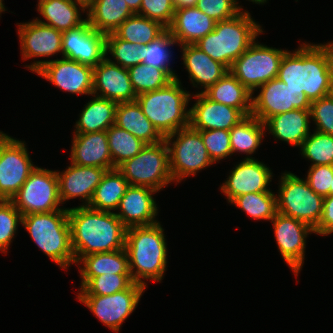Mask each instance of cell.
Instances as JSON below:
<instances>
[{
    "mask_svg": "<svg viewBox=\"0 0 333 333\" xmlns=\"http://www.w3.org/2000/svg\"><path fill=\"white\" fill-rule=\"evenodd\" d=\"M19 224H22L20 211L10 200H0V252L8 253Z\"/></svg>",
    "mask_w": 333,
    "mask_h": 333,
    "instance_id": "44",
    "label": "cell"
},
{
    "mask_svg": "<svg viewBox=\"0 0 333 333\" xmlns=\"http://www.w3.org/2000/svg\"><path fill=\"white\" fill-rule=\"evenodd\" d=\"M106 133L113 169L117 168L125 160L135 157L146 145L140 139L115 124Z\"/></svg>",
    "mask_w": 333,
    "mask_h": 333,
    "instance_id": "39",
    "label": "cell"
},
{
    "mask_svg": "<svg viewBox=\"0 0 333 333\" xmlns=\"http://www.w3.org/2000/svg\"><path fill=\"white\" fill-rule=\"evenodd\" d=\"M329 195H333V180H332V186H330L329 189Z\"/></svg>",
    "mask_w": 333,
    "mask_h": 333,
    "instance_id": "59",
    "label": "cell"
},
{
    "mask_svg": "<svg viewBox=\"0 0 333 333\" xmlns=\"http://www.w3.org/2000/svg\"><path fill=\"white\" fill-rule=\"evenodd\" d=\"M106 171L105 168L79 166L71 162L65 170H56L62 204L80 198L83 202L80 206H88Z\"/></svg>",
    "mask_w": 333,
    "mask_h": 333,
    "instance_id": "20",
    "label": "cell"
},
{
    "mask_svg": "<svg viewBox=\"0 0 333 333\" xmlns=\"http://www.w3.org/2000/svg\"><path fill=\"white\" fill-rule=\"evenodd\" d=\"M252 94L251 114L265 123L270 117L294 109H310L311 101L303 91L293 90L278 78L262 84Z\"/></svg>",
    "mask_w": 333,
    "mask_h": 333,
    "instance_id": "15",
    "label": "cell"
},
{
    "mask_svg": "<svg viewBox=\"0 0 333 333\" xmlns=\"http://www.w3.org/2000/svg\"><path fill=\"white\" fill-rule=\"evenodd\" d=\"M71 142V163L113 169L106 131L73 134Z\"/></svg>",
    "mask_w": 333,
    "mask_h": 333,
    "instance_id": "25",
    "label": "cell"
},
{
    "mask_svg": "<svg viewBox=\"0 0 333 333\" xmlns=\"http://www.w3.org/2000/svg\"><path fill=\"white\" fill-rule=\"evenodd\" d=\"M305 179L316 194L327 197L332 186L333 165L309 166Z\"/></svg>",
    "mask_w": 333,
    "mask_h": 333,
    "instance_id": "49",
    "label": "cell"
},
{
    "mask_svg": "<svg viewBox=\"0 0 333 333\" xmlns=\"http://www.w3.org/2000/svg\"><path fill=\"white\" fill-rule=\"evenodd\" d=\"M265 130V124L255 116H245L230 130L232 155L241 152L246 154L245 159H253L252 154L256 153L263 142Z\"/></svg>",
    "mask_w": 333,
    "mask_h": 333,
    "instance_id": "34",
    "label": "cell"
},
{
    "mask_svg": "<svg viewBox=\"0 0 333 333\" xmlns=\"http://www.w3.org/2000/svg\"><path fill=\"white\" fill-rule=\"evenodd\" d=\"M134 13L125 0H92L86 6L90 26L105 35L113 33Z\"/></svg>",
    "mask_w": 333,
    "mask_h": 333,
    "instance_id": "30",
    "label": "cell"
},
{
    "mask_svg": "<svg viewBox=\"0 0 333 333\" xmlns=\"http://www.w3.org/2000/svg\"><path fill=\"white\" fill-rule=\"evenodd\" d=\"M310 115L315 131L333 136V99L325 96L312 101Z\"/></svg>",
    "mask_w": 333,
    "mask_h": 333,
    "instance_id": "46",
    "label": "cell"
},
{
    "mask_svg": "<svg viewBox=\"0 0 333 333\" xmlns=\"http://www.w3.org/2000/svg\"><path fill=\"white\" fill-rule=\"evenodd\" d=\"M235 1L240 5L238 0H235ZM248 1L258 4V5H260V4L263 5V4L267 3L268 0H248Z\"/></svg>",
    "mask_w": 333,
    "mask_h": 333,
    "instance_id": "55",
    "label": "cell"
},
{
    "mask_svg": "<svg viewBox=\"0 0 333 333\" xmlns=\"http://www.w3.org/2000/svg\"><path fill=\"white\" fill-rule=\"evenodd\" d=\"M329 50L331 58L333 59V41L331 42H327V43H323Z\"/></svg>",
    "mask_w": 333,
    "mask_h": 333,
    "instance_id": "54",
    "label": "cell"
},
{
    "mask_svg": "<svg viewBox=\"0 0 333 333\" xmlns=\"http://www.w3.org/2000/svg\"><path fill=\"white\" fill-rule=\"evenodd\" d=\"M286 51L268 47L255 40L233 62L229 71L254 94L262 84L277 78L280 62Z\"/></svg>",
    "mask_w": 333,
    "mask_h": 333,
    "instance_id": "11",
    "label": "cell"
},
{
    "mask_svg": "<svg viewBox=\"0 0 333 333\" xmlns=\"http://www.w3.org/2000/svg\"><path fill=\"white\" fill-rule=\"evenodd\" d=\"M10 201L22 216L68 210L60 207L62 202L59 197L56 170L45 169L38 165Z\"/></svg>",
    "mask_w": 333,
    "mask_h": 333,
    "instance_id": "10",
    "label": "cell"
},
{
    "mask_svg": "<svg viewBox=\"0 0 333 333\" xmlns=\"http://www.w3.org/2000/svg\"><path fill=\"white\" fill-rule=\"evenodd\" d=\"M134 281L131 274H103L93 277L77 295H112L128 289Z\"/></svg>",
    "mask_w": 333,
    "mask_h": 333,
    "instance_id": "43",
    "label": "cell"
},
{
    "mask_svg": "<svg viewBox=\"0 0 333 333\" xmlns=\"http://www.w3.org/2000/svg\"><path fill=\"white\" fill-rule=\"evenodd\" d=\"M314 232L320 236H328L333 233V195L324 197L322 216Z\"/></svg>",
    "mask_w": 333,
    "mask_h": 333,
    "instance_id": "50",
    "label": "cell"
},
{
    "mask_svg": "<svg viewBox=\"0 0 333 333\" xmlns=\"http://www.w3.org/2000/svg\"><path fill=\"white\" fill-rule=\"evenodd\" d=\"M263 30L244 9L230 19L216 22L214 30L195 45L230 69L233 62L263 34Z\"/></svg>",
    "mask_w": 333,
    "mask_h": 333,
    "instance_id": "4",
    "label": "cell"
},
{
    "mask_svg": "<svg viewBox=\"0 0 333 333\" xmlns=\"http://www.w3.org/2000/svg\"><path fill=\"white\" fill-rule=\"evenodd\" d=\"M216 21L197 7L176 8L172 24L167 28L178 46L195 44L212 32Z\"/></svg>",
    "mask_w": 333,
    "mask_h": 333,
    "instance_id": "27",
    "label": "cell"
},
{
    "mask_svg": "<svg viewBox=\"0 0 333 333\" xmlns=\"http://www.w3.org/2000/svg\"><path fill=\"white\" fill-rule=\"evenodd\" d=\"M37 11L42 19L35 18L38 22L64 32L76 28L87 19L81 17L86 12V5L77 0H38Z\"/></svg>",
    "mask_w": 333,
    "mask_h": 333,
    "instance_id": "28",
    "label": "cell"
},
{
    "mask_svg": "<svg viewBox=\"0 0 333 333\" xmlns=\"http://www.w3.org/2000/svg\"><path fill=\"white\" fill-rule=\"evenodd\" d=\"M105 54L110 62L129 69L143 62V45L124 41L111 33L106 35Z\"/></svg>",
    "mask_w": 333,
    "mask_h": 333,
    "instance_id": "41",
    "label": "cell"
},
{
    "mask_svg": "<svg viewBox=\"0 0 333 333\" xmlns=\"http://www.w3.org/2000/svg\"><path fill=\"white\" fill-rule=\"evenodd\" d=\"M79 113L73 134L107 131L115 123L117 102L91 95Z\"/></svg>",
    "mask_w": 333,
    "mask_h": 333,
    "instance_id": "32",
    "label": "cell"
},
{
    "mask_svg": "<svg viewBox=\"0 0 333 333\" xmlns=\"http://www.w3.org/2000/svg\"><path fill=\"white\" fill-rule=\"evenodd\" d=\"M178 45L177 41L173 38L170 31L166 29L155 40L151 41L147 45H143V64L151 65L153 67L163 69L173 79L178 78L175 70H172L171 58L173 57V51L171 50L174 45Z\"/></svg>",
    "mask_w": 333,
    "mask_h": 333,
    "instance_id": "38",
    "label": "cell"
},
{
    "mask_svg": "<svg viewBox=\"0 0 333 333\" xmlns=\"http://www.w3.org/2000/svg\"><path fill=\"white\" fill-rule=\"evenodd\" d=\"M327 96L330 97L331 99H333V72L330 77V83H329V89H328Z\"/></svg>",
    "mask_w": 333,
    "mask_h": 333,
    "instance_id": "53",
    "label": "cell"
},
{
    "mask_svg": "<svg viewBox=\"0 0 333 333\" xmlns=\"http://www.w3.org/2000/svg\"><path fill=\"white\" fill-rule=\"evenodd\" d=\"M125 1H126L127 5L129 6L130 10L134 14L139 13L142 0H125Z\"/></svg>",
    "mask_w": 333,
    "mask_h": 333,
    "instance_id": "52",
    "label": "cell"
},
{
    "mask_svg": "<svg viewBox=\"0 0 333 333\" xmlns=\"http://www.w3.org/2000/svg\"><path fill=\"white\" fill-rule=\"evenodd\" d=\"M68 218L76 263L89 254L125 248L127 228L115 212L77 206L68 208Z\"/></svg>",
    "mask_w": 333,
    "mask_h": 333,
    "instance_id": "1",
    "label": "cell"
},
{
    "mask_svg": "<svg viewBox=\"0 0 333 333\" xmlns=\"http://www.w3.org/2000/svg\"><path fill=\"white\" fill-rule=\"evenodd\" d=\"M4 0H0V17L2 16L1 14L4 13L6 10L5 5H4Z\"/></svg>",
    "mask_w": 333,
    "mask_h": 333,
    "instance_id": "56",
    "label": "cell"
},
{
    "mask_svg": "<svg viewBox=\"0 0 333 333\" xmlns=\"http://www.w3.org/2000/svg\"><path fill=\"white\" fill-rule=\"evenodd\" d=\"M273 172L266 164L258 159H245L237 162L226 180L222 183L221 193L230 203L234 198L247 193L273 191L269 184L273 179Z\"/></svg>",
    "mask_w": 333,
    "mask_h": 333,
    "instance_id": "18",
    "label": "cell"
},
{
    "mask_svg": "<svg viewBox=\"0 0 333 333\" xmlns=\"http://www.w3.org/2000/svg\"><path fill=\"white\" fill-rule=\"evenodd\" d=\"M93 95L120 102L136 101L128 69L106 57L93 67Z\"/></svg>",
    "mask_w": 333,
    "mask_h": 333,
    "instance_id": "22",
    "label": "cell"
},
{
    "mask_svg": "<svg viewBox=\"0 0 333 333\" xmlns=\"http://www.w3.org/2000/svg\"><path fill=\"white\" fill-rule=\"evenodd\" d=\"M114 124L131 133L145 144H155L164 140V137L143 114L137 101L118 103Z\"/></svg>",
    "mask_w": 333,
    "mask_h": 333,
    "instance_id": "31",
    "label": "cell"
},
{
    "mask_svg": "<svg viewBox=\"0 0 333 333\" xmlns=\"http://www.w3.org/2000/svg\"><path fill=\"white\" fill-rule=\"evenodd\" d=\"M198 0H174L176 8L196 7Z\"/></svg>",
    "mask_w": 333,
    "mask_h": 333,
    "instance_id": "51",
    "label": "cell"
},
{
    "mask_svg": "<svg viewBox=\"0 0 333 333\" xmlns=\"http://www.w3.org/2000/svg\"><path fill=\"white\" fill-rule=\"evenodd\" d=\"M175 10L174 0H142L138 15L156 20L168 28Z\"/></svg>",
    "mask_w": 333,
    "mask_h": 333,
    "instance_id": "47",
    "label": "cell"
},
{
    "mask_svg": "<svg viewBox=\"0 0 333 333\" xmlns=\"http://www.w3.org/2000/svg\"><path fill=\"white\" fill-rule=\"evenodd\" d=\"M169 151L170 173L175 184L214 165L200 131L190 125L164 138Z\"/></svg>",
    "mask_w": 333,
    "mask_h": 333,
    "instance_id": "9",
    "label": "cell"
},
{
    "mask_svg": "<svg viewBox=\"0 0 333 333\" xmlns=\"http://www.w3.org/2000/svg\"><path fill=\"white\" fill-rule=\"evenodd\" d=\"M310 109H294L270 117L264 124L274 140L300 148L310 134Z\"/></svg>",
    "mask_w": 333,
    "mask_h": 333,
    "instance_id": "26",
    "label": "cell"
},
{
    "mask_svg": "<svg viewBox=\"0 0 333 333\" xmlns=\"http://www.w3.org/2000/svg\"><path fill=\"white\" fill-rule=\"evenodd\" d=\"M146 287L133 283L128 289L112 295H77L98 320L111 331L119 333L124 321L135 311Z\"/></svg>",
    "mask_w": 333,
    "mask_h": 333,
    "instance_id": "13",
    "label": "cell"
},
{
    "mask_svg": "<svg viewBox=\"0 0 333 333\" xmlns=\"http://www.w3.org/2000/svg\"><path fill=\"white\" fill-rule=\"evenodd\" d=\"M22 226L47 257L62 269L76 265L71 245L68 210L22 216Z\"/></svg>",
    "mask_w": 333,
    "mask_h": 333,
    "instance_id": "6",
    "label": "cell"
},
{
    "mask_svg": "<svg viewBox=\"0 0 333 333\" xmlns=\"http://www.w3.org/2000/svg\"><path fill=\"white\" fill-rule=\"evenodd\" d=\"M76 265L79 268L83 288L93 277L103 274H130L127 252L119 249L113 252H99L83 256Z\"/></svg>",
    "mask_w": 333,
    "mask_h": 333,
    "instance_id": "29",
    "label": "cell"
},
{
    "mask_svg": "<svg viewBox=\"0 0 333 333\" xmlns=\"http://www.w3.org/2000/svg\"><path fill=\"white\" fill-rule=\"evenodd\" d=\"M22 60L48 58L62 53V32L33 19L29 22L16 23Z\"/></svg>",
    "mask_w": 333,
    "mask_h": 333,
    "instance_id": "19",
    "label": "cell"
},
{
    "mask_svg": "<svg viewBox=\"0 0 333 333\" xmlns=\"http://www.w3.org/2000/svg\"><path fill=\"white\" fill-rule=\"evenodd\" d=\"M8 136V134L0 131V144L4 141V139Z\"/></svg>",
    "mask_w": 333,
    "mask_h": 333,
    "instance_id": "57",
    "label": "cell"
},
{
    "mask_svg": "<svg viewBox=\"0 0 333 333\" xmlns=\"http://www.w3.org/2000/svg\"><path fill=\"white\" fill-rule=\"evenodd\" d=\"M196 7L216 22L230 19L243 10L235 0H198Z\"/></svg>",
    "mask_w": 333,
    "mask_h": 333,
    "instance_id": "48",
    "label": "cell"
},
{
    "mask_svg": "<svg viewBox=\"0 0 333 333\" xmlns=\"http://www.w3.org/2000/svg\"><path fill=\"white\" fill-rule=\"evenodd\" d=\"M128 186V181L117 168L107 170L88 207L98 211L115 212Z\"/></svg>",
    "mask_w": 333,
    "mask_h": 333,
    "instance_id": "35",
    "label": "cell"
},
{
    "mask_svg": "<svg viewBox=\"0 0 333 333\" xmlns=\"http://www.w3.org/2000/svg\"><path fill=\"white\" fill-rule=\"evenodd\" d=\"M136 95L158 90L174 79L163 69L140 63L128 69Z\"/></svg>",
    "mask_w": 333,
    "mask_h": 333,
    "instance_id": "40",
    "label": "cell"
},
{
    "mask_svg": "<svg viewBox=\"0 0 333 333\" xmlns=\"http://www.w3.org/2000/svg\"><path fill=\"white\" fill-rule=\"evenodd\" d=\"M207 153L213 163H219L232 156L229 130L200 131Z\"/></svg>",
    "mask_w": 333,
    "mask_h": 333,
    "instance_id": "45",
    "label": "cell"
},
{
    "mask_svg": "<svg viewBox=\"0 0 333 333\" xmlns=\"http://www.w3.org/2000/svg\"><path fill=\"white\" fill-rule=\"evenodd\" d=\"M25 68L43 77L63 92L76 95L93 94V67L61 57L36 60Z\"/></svg>",
    "mask_w": 333,
    "mask_h": 333,
    "instance_id": "12",
    "label": "cell"
},
{
    "mask_svg": "<svg viewBox=\"0 0 333 333\" xmlns=\"http://www.w3.org/2000/svg\"><path fill=\"white\" fill-rule=\"evenodd\" d=\"M77 1H80L87 6L92 0H77Z\"/></svg>",
    "mask_w": 333,
    "mask_h": 333,
    "instance_id": "58",
    "label": "cell"
},
{
    "mask_svg": "<svg viewBox=\"0 0 333 333\" xmlns=\"http://www.w3.org/2000/svg\"><path fill=\"white\" fill-rule=\"evenodd\" d=\"M182 51L183 65L189 74V81L200 90L206 91L210 86L220 80L229 69L219 61L213 60L195 44L179 46ZM199 85V86H198Z\"/></svg>",
    "mask_w": 333,
    "mask_h": 333,
    "instance_id": "24",
    "label": "cell"
},
{
    "mask_svg": "<svg viewBox=\"0 0 333 333\" xmlns=\"http://www.w3.org/2000/svg\"><path fill=\"white\" fill-rule=\"evenodd\" d=\"M278 252L289 268L298 277L304 265L306 239L315 234L309 225L277 212L271 220Z\"/></svg>",
    "mask_w": 333,
    "mask_h": 333,
    "instance_id": "16",
    "label": "cell"
},
{
    "mask_svg": "<svg viewBox=\"0 0 333 333\" xmlns=\"http://www.w3.org/2000/svg\"><path fill=\"white\" fill-rule=\"evenodd\" d=\"M230 204L238 207L253 220L271 221L277 214V197L272 191L240 195L234 198Z\"/></svg>",
    "mask_w": 333,
    "mask_h": 333,
    "instance_id": "37",
    "label": "cell"
},
{
    "mask_svg": "<svg viewBox=\"0 0 333 333\" xmlns=\"http://www.w3.org/2000/svg\"><path fill=\"white\" fill-rule=\"evenodd\" d=\"M181 84L176 78L165 87L136 97L143 114L164 138L190 123L188 104L192 94Z\"/></svg>",
    "mask_w": 333,
    "mask_h": 333,
    "instance_id": "5",
    "label": "cell"
},
{
    "mask_svg": "<svg viewBox=\"0 0 333 333\" xmlns=\"http://www.w3.org/2000/svg\"><path fill=\"white\" fill-rule=\"evenodd\" d=\"M162 226L159 221L126 230L125 250L130 274L135 283L144 287H147V279L161 282L168 267V244Z\"/></svg>",
    "mask_w": 333,
    "mask_h": 333,
    "instance_id": "3",
    "label": "cell"
},
{
    "mask_svg": "<svg viewBox=\"0 0 333 333\" xmlns=\"http://www.w3.org/2000/svg\"><path fill=\"white\" fill-rule=\"evenodd\" d=\"M281 174L276 194L277 212L315 229L322 216L324 198L310 188L306 179L290 171Z\"/></svg>",
    "mask_w": 333,
    "mask_h": 333,
    "instance_id": "8",
    "label": "cell"
},
{
    "mask_svg": "<svg viewBox=\"0 0 333 333\" xmlns=\"http://www.w3.org/2000/svg\"><path fill=\"white\" fill-rule=\"evenodd\" d=\"M194 95V96H193ZM189 125L198 131L231 130L245 116L236 108L210 100L204 93L192 94Z\"/></svg>",
    "mask_w": 333,
    "mask_h": 333,
    "instance_id": "23",
    "label": "cell"
},
{
    "mask_svg": "<svg viewBox=\"0 0 333 333\" xmlns=\"http://www.w3.org/2000/svg\"><path fill=\"white\" fill-rule=\"evenodd\" d=\"M332 72L328 48L322 43L302 42L295 51L285 52L277 78L289 88L303 91L312 102L327 96Z\"/></svg>",
    "mask_w": 333,
    "mask_h": 333,
    "instance_id": "2",
    "label": "cell"
},
{
    "mask_svg": "<svg viewBox=\"0 0 333 333\" xmlns=\"http://www.w3.org/2000/svg\"><path fill=\"white\" fill-rule=\"evenodd\" d=\"M25 141L8 135L0 144V200H11L37 167Z\"/></svg>",
    "mask_w": 333,
    "mask_h": 333,
    "instance_id": "14",
    "label": "cell"
},
{
    "mask_svg": "<svg viewBox=\"0 0 333 333\" xmlns=\"http://www.w3.org/2000/svg\"><path fill=\"white\" fill-rule=\"evenodd\" d=\"M105 50L106 35L93 29L87 20L62 32L63 58L95 67L106 57Z\"/></svg>",
    "mask_w": 333,
    "mask_h": 333,
    "instance_id": "17",
    "label": "cell"
},
{
    "mask_svg": "<svg viewBox=\"0 0 333 333\" xmlns=\"http://www.w3.org/2000/svg\"><path fill=\"white\" fill-rule=\"evenodd\" d=\"M154 193L159 192L145 186L129 185L127 187L115 212L126 228L159 222L156 219L159 207L153 197Z\"/></svg>",
    "mask_w": 333,
    "mask_h": 333,
    "instance_id": "21",
    "label": "cell"
},
{
    "mask_svg": "<svg viewBox=\"0 0 333 333\" xmlns=\"http://www.w3.org/2000/svg\"><path fill=\"white\" fill-rule=\"evenodd\" d=\"M167 28L156 20L134 14L126 19L113 33L127 42L147 45Z\"/></svg>",
    "mask_w": 333,
    "mask_h": 333,
    "instance_id": "36",
    "label": "cell"
},
{
    "mask_svg": "<svg viewBox=\"0 0 333 333\" xmlns=\"http://www.w3.org/2000/svg\"><path fill=\"white\" fill-rule=\"evenodd\" d=\"M313 131L299 148L302 157L312 162L310 166L333 165V136Z\"/></svg>",
    "mask_w": 333,
    "mask_h": 333,
    "instance_id": "42",
    "label": "cell"
},
{
    "mask_svg": "<svg viewBox=\"0 0 333 333\" xmlns=\"http://www.w3.org/2000/svg\"><path fill=\"white\" fill-rule=\"evenodd\" d=\"M203 93L212 101L238 109L244 116L251 115L252 92L230 71Z\"/></svg>",
    "mask_w": 333,
    "mask_h": 333,
    "instance_id": "33",
    "label": "cell"
},
{
    "mask_svg": "<svg viewBox=\"0 0 333 333\" xmlns=\"http://www.w3.org/2000/svg\"><path fill=\"white\" fill-rule=\"evenodd\" d=\"M117 169L129 185L145 186L157 192L174 183L165 140L146 144L135 157L125 160Z\"/></svg>",
    "mask_w": 333,
    "mask_h": 333,
    "instance_id": "7",
    "label": "cell"
}]
</instances>
